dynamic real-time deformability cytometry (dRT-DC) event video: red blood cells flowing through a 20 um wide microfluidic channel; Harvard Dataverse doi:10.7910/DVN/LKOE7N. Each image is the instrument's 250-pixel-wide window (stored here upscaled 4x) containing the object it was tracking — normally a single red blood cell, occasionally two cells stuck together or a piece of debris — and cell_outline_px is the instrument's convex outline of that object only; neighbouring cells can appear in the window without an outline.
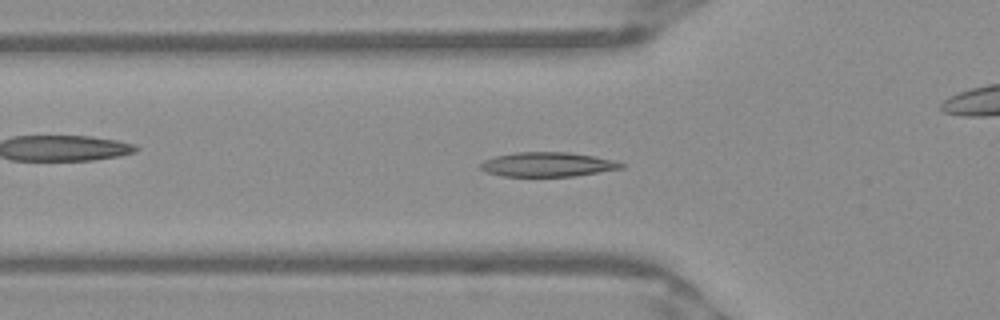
{"species": "Egyptian fruit bat (a non-hibernating species)", "species_latin": "Rousettus aegyptiacus", "temperature_condition": "warm", "stored_images_in_passage": 52, "camera_frame_rate_fps": 3000, "um_per_image_px": 0.085, "frame": {"image": 1, "passage_image": 17, "time_ms": 5.333, "image_size_px": [1000, 320], "cell_outline_px": [[624, 168], [572, 176], [504, 176], [484, 172], [480, 168], [480, 164], [484, 160], [492, 156], [516, 152], [568, 152], [592, 156], [612, 160], [624, 164]], "centroid_in_image_um": [46.47, 13.97], "position_along_channel_um": 79.3, "area_um2": 19.94}}
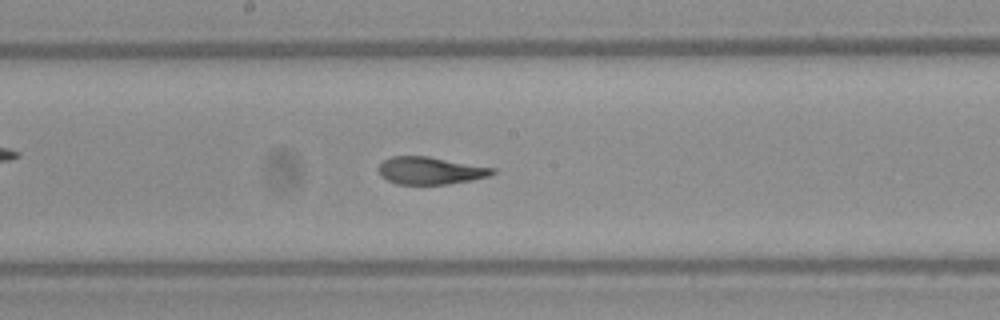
{"frame": {"image": 2, "passage_image": 27, "time_ms": 8.667, "image_size_px": [1000, 320], "cell_outline_px": [[496, 172], [492, 176], [472, 180], [448, 184], [396, 184], [380, 176], [376, 168], [384, 160], [392, 156], [428, 156], [496, 168]], "centroid_in_image_um": [36.59, 14.5], "position_along_channel_um": 211.6, "area_um2": 18.44}}
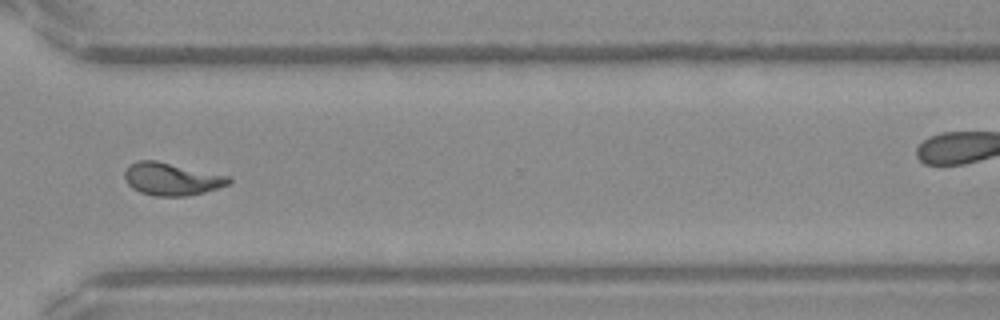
{"frame": {"image": 3, "passage_image": 38, "time_ms": 12.333, "image_size_px": [1000, 320], "cell_outline_px": [[232, 180], [228, 184], [204, 192], [188, 196], [156, 196], [140, 192], [132, 188], [124, 180], [124, 172], [132, 164], [140, 160], [156, 160], [228, 176]], "centroid_in_image_um": [14.56, 15.22], "position_along_channel_um": 356.0, "area_um2": 19.54}, "authors_computed_cell_mechanics": {"area_um2": 19.2763, "velocity_mm_per_s": 3.9437, "shape_relaxation_time_tau1_ms": null, "shape_relaxation_time_tau2_ms": 1.4083, "deformation_change_tau1": null, "deformation_change_tau2": 0.0735}}